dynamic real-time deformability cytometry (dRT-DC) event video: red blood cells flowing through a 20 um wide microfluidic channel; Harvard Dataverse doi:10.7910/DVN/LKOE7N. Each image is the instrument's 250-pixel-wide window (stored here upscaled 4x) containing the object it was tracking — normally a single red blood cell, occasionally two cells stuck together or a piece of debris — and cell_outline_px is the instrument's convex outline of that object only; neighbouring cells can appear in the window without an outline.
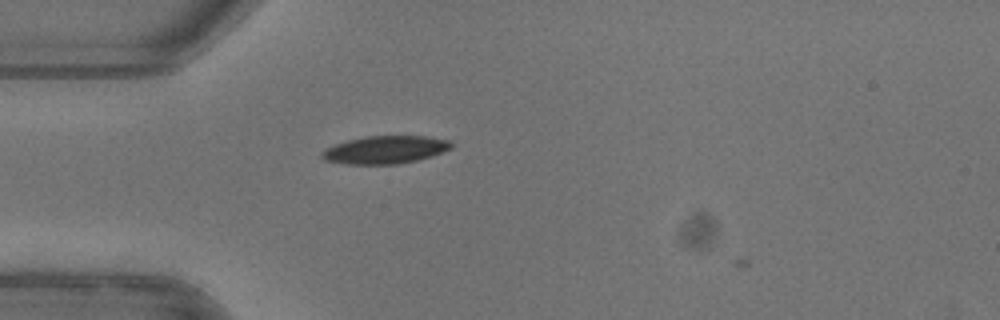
{"species": "common noctule bat (a hibernating species)", "species_latin": "Nyctalus noctula", "temperature_condition": "warm", "stored_images_in_passage": 44, "camera_frame_rate_fps": 3000, "um_per_image_px": 0.085, "animal": {"sex": "female"}, "frame": {"image": 1, "passage_image": 9, "time_ms": 2.667, "image_size_px": [1000, 320], "cell_outline_px": [[452, 148], [416, 160], [396, 164], [344, 164], [324, 160], [320, 156], [320, 152], [336, 144], [348, 140], [364, 136], [424, 136], [448, 140], [452, 144]], "centroid_in_image_um": [32.68, 12.73], "position_along_channel_um": 52.3, "area_um2": 20.69}, "authors_computed_cell_mechanics": {"area_um2": 20.9525, "velocity_mm_per_s": 3.9714, "shape_relaxation_time_tau1_ms": 4.4418, "shape_relaxation_time_tau2_ms": 1.6949, "deformation_change_tau1": 0.1519, "deformation_change_tau2": 0.047}}